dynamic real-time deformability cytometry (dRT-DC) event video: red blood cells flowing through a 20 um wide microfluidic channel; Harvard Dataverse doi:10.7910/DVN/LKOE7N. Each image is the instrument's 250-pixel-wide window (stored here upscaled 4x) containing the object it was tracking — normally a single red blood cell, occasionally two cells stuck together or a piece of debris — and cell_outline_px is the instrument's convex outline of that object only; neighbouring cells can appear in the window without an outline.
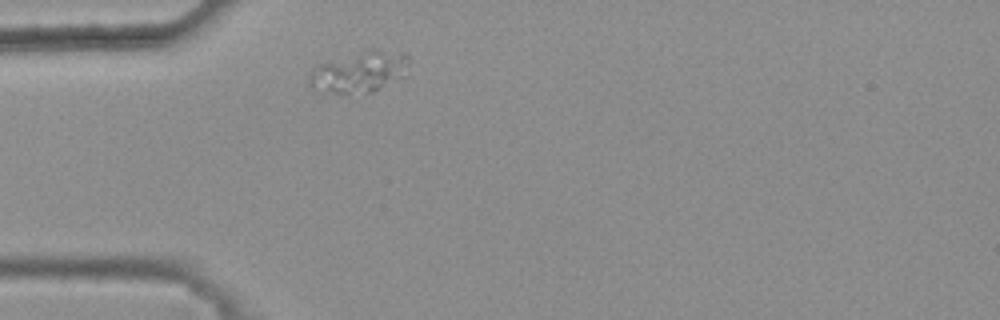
{"species": "common noctule bat (a hibernating species)", "species_latin": "Nyctalus noctula", "temperature_condition": "warm", "stored_images_in_passage": 38, "camera_frame_rate_fps": 3000, "um_per_image_px": 0.085, "animal": {"sex": "female", "body_mass_g": 25.1}, "frame": {"image": 1, "passage_image": 1, "time_ms": 0.0, "image_size_px": [1000, 320], "cell_outline_px": [[408, 64], [404, 76], [372, 92], [324, 92], [312, 88], [308, 80], [308, 76], [312, 68], [320, 64], [360, 52], [404, 52], [408, 56]], "centroid_in_image_um": [30.52, 6.14], "position_along_channel_um": 54.5, "area_um2": 22.83}}
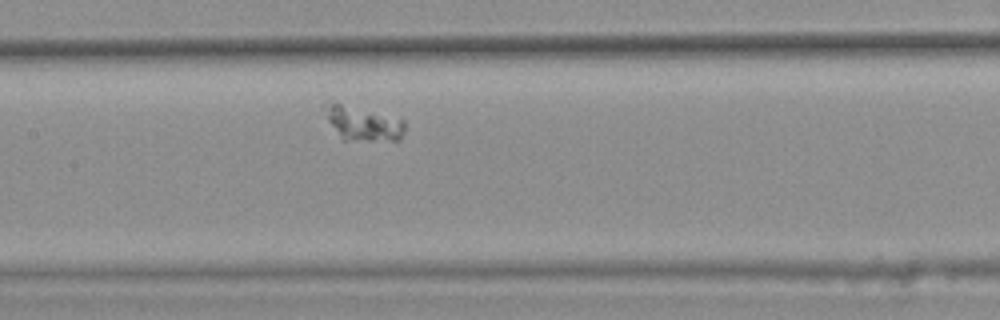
{"frame": {"image": 2, "passage_image": 12, "time_ms": 3.667, "image_size_px": [1000, 320], "cell_outline_px": [[404, 132], [400, 140], [344, 140], [324, 116], [324, 100], [332, 96], [404, 120]], "centroid_in_image_um": [30.73, 10.34], "position_along_channel_um": 176.7, "area_um2": 17.22}}
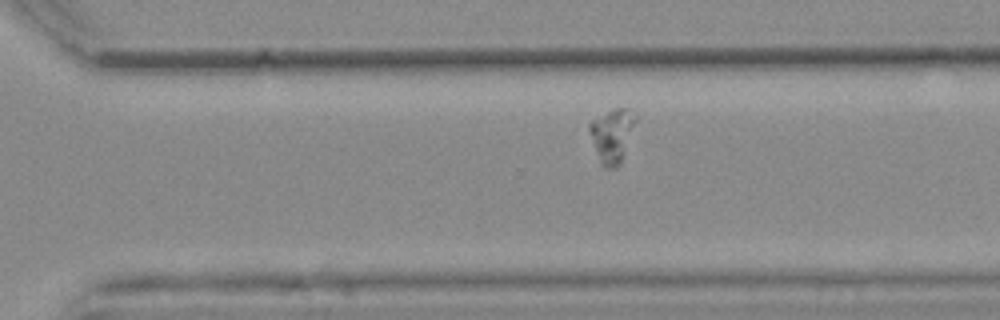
{"frame": {"image": 3, "passage_image": 24, "time_ms": 7.667, "image_size_px": [1000, 320], "cell_outline_px": [[636, 120], [620, 164], [616, 168], [604, 168], [600, 164], [588, 128], [588, 124], [592, 120], [616, 108], [628, 108], [636, 116]], "centroid_in_image_um": [52.02, 11.53], "position_along_channel_um": 318.6, "area_um2": 14.1}}